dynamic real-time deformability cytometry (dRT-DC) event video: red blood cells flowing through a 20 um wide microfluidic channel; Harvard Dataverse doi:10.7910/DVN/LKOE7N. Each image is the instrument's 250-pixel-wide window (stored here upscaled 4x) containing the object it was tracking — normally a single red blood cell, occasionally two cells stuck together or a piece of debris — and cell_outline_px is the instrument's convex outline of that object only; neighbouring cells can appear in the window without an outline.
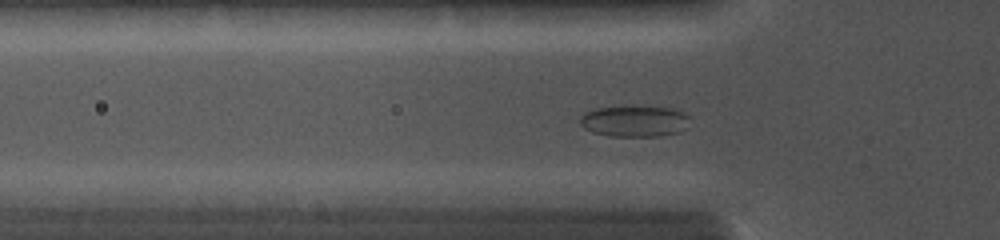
{"species": "common noctule bat (a hibernating species)", "species_latin": "Nyctalus noctula", "temperature_condition": "cold", "stored_images_in_passage": 61, "camera_frame_rate_fps": 5000, "um_per_image_px": 0.085, "animal": {"sex": "female", "body_mass_g": 19.0, "forearm_length_mm": 56.7}, "frame": {"image": 1, "passage_image": 12, "time_ms": 4.8, "image_size_px": [1000, 240], "cell_outline_px": [[688, 128], [680, 132], [656, 136], [612, 136], [592, 132], [584, 128], [580, 124], [580, 116], [584, 112], [596, 108], [632, 104], [676, 108], [684, 112], [688, 116]], "centroid_in_image_um": [53.95, 10.25], "position_along_channel_um": 71.9, "area_um2": 20.75}}
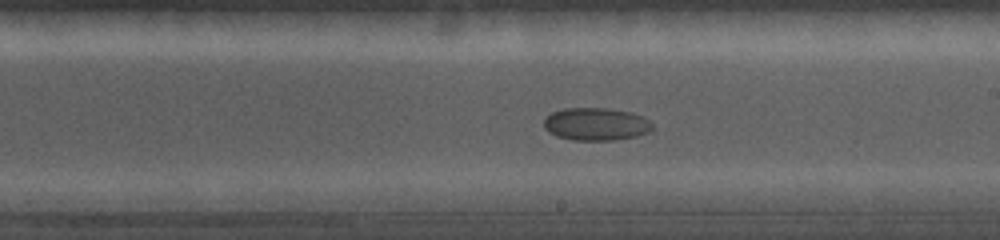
{"frame": {"image": 2, "passage_image": 33, "time_ms": 9.4, "image_size_px": [1000, 240], "cell_outline_px": [[652, 128], [648, 132], [636, 136], [612, 140], [572, 140], [556, 136], [548, 132], [544, 128], [544, 120], [552, 112], [564, 108], [608, 108], [632, 112], [644, 116], [652, 124]], "centroid_in_image_um": [50.65, 10.54], "position_along_channel_um": 238.3, "area_um2": 20.75}}
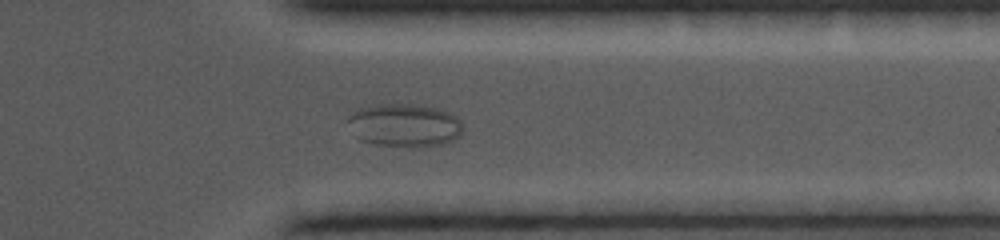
{"frame": {"image": 3, "passage_image": 45, "time_ms": 13.2, "image_size_px": [1000, 240], "cell_outline_px": [[464, 132], [460, 136], [444, 144], [416, 148], [376, 144], [360, 140], [356, 136], [348, 120], [348, 116], [356, 108], [380, 104], [408, 104], [436, 108], [448, 112], [456, 116], [460, 120], [464, 128]], "centroid_in_image_um": [34.42, 10.66], "position_along_channel_um": 377.0, "area_um2": 29.13}}